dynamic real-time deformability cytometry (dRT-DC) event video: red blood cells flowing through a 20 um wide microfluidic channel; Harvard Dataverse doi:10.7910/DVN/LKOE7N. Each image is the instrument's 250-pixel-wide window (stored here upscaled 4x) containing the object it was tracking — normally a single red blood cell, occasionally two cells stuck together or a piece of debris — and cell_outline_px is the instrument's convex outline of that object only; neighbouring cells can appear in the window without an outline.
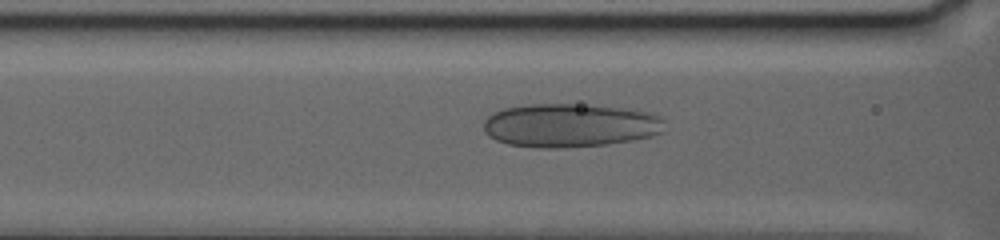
{"species": "human", "species_latin": "Homo sapiens", "temperature_condition": "warm", "stored_images_in_passage": 63, "camera_frame_rate_fps": 3000, "um_per_image_px": 0.085, "donor": {"sex": "female"}, "frame": {"image": 1, "passage_image": 17, "time_ms": 8.333, "image_size_px": [1000, 240], "cell_outline_px": [[664, 132], [652, 136], [632, 140], [604, 144], [564, 148], [540, 148], [508, 144], [496, 140], [488, 136], [484, 132], [484, 120], [492, 112], [504, 108], [532, 104], [580, 104], [620, 108], [648, 112], [660, 116], [664, 120]], "centroid_in_image_um": [48.43, 10.66], "position_along_channel_um": 118.2, "area_um2": 46.12}}
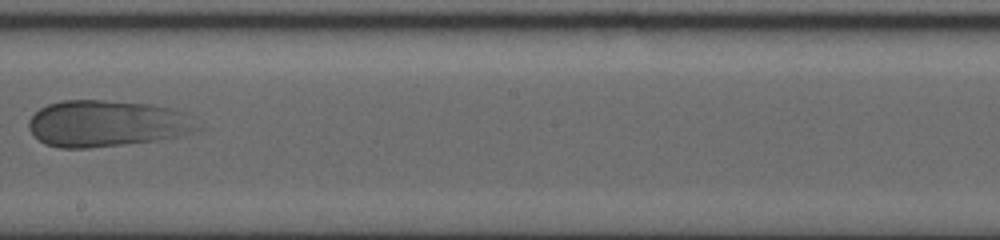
{"frame": {"image": 2, "passage_image": 25, "time_ms": 12.667, "image_size_px": [1000, 240], "cell_outline_px": [[184, 132], [176, 136], [156, 140], [88, 148], [60, 148], [44, 144], [28, 128], [28, 120], [40, 108], [48, 104], [60, 100], [104, 100], [152, 104], [184, 112]], "centroid_in_image_um": [8.8, 10.48], "position_along_channel_um": 239.4, "area_um2": 43.99}}
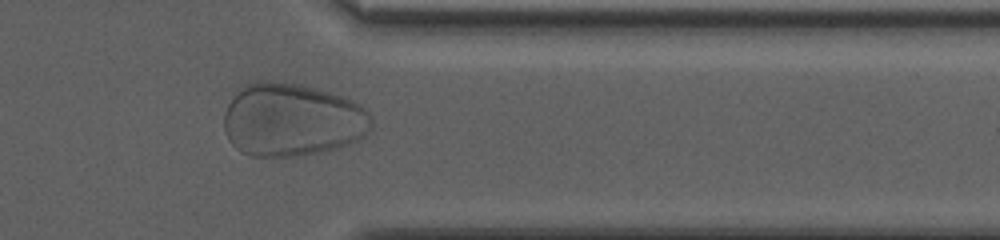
{"frame": {"image": 3, "passage_image": 48, "time_ms": 18.0, "image_size_px": [1000, 240], "cell_outline_px": [[372, 128], [360, 140], [340, 148], [304, 156], [252, 156], [240, 152], [228, 140], [224, 132], [224, 112], [232, 96], [244, 84], [256, 80], [276, 80], [316, 88], [344, 96], [360, 104], [372, 116]], "centroid_in_image_um": [24.83, 10.19], "position_along_channel_um": 386.6, "area_um2": 64.04}}